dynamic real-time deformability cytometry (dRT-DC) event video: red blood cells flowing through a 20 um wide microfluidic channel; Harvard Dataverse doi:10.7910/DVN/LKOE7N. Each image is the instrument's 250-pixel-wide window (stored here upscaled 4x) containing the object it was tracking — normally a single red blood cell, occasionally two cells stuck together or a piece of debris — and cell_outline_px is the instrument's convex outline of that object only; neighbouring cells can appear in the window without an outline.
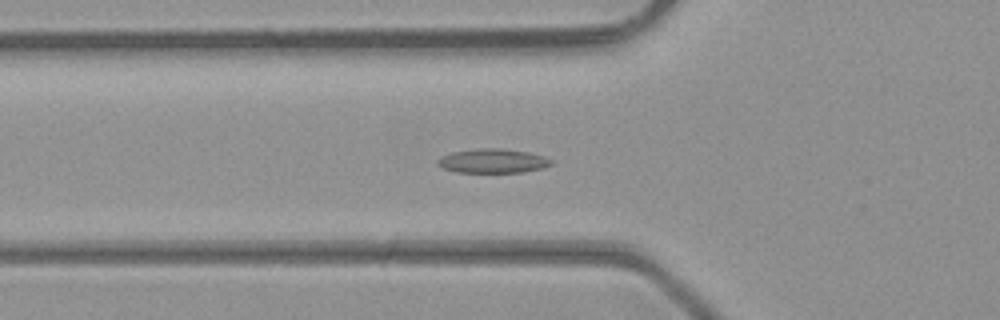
{"species": "common noctule bat (a hibernating species)", "species_latin": "Nyctalus noctula", "temperature_condition": "room temperature", "stored_images_in_passage": 45, "camera_frame_rate_fps": 3000, "um_per_image_px": 0.085, "animal": {"sex": "male", "body_mass_g": 23.1, "forearm_length_mm": 52.7}, "frame": {"image": 1, "passage_image": 13, "time_ms": 4.0, "image_size_px": [1000, 320], "cell_outline_px": [[552, 164], [544, 168], [520, 172], [456, 172], [444, 168], [436, 164], [436, 160], [440, 156], [452, 152], [476, 148], [500, 148], [528, 152], [544, 156], [552, 160]], "centroid_in_image_um": [41.86, 13.67], "position_along_channel_um": 83.9, "area_um2": 16.07}}
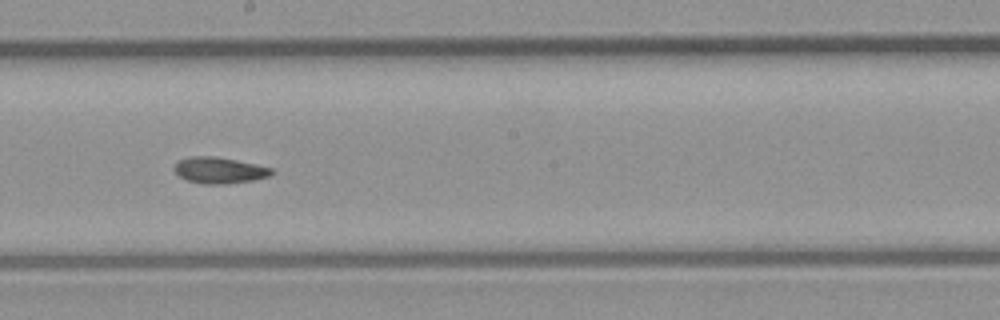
{"frame": {"image": 2, "passage_image": 23, "time_ms": 7.333, "image_size_px": [1000, 320], "cell_outline_px": [[276, 172], [268, 176], [252, 180], [228, 184], [204, 184], [188, 180], [180, 176], [172, 168], [180, 160], [188, 156], [216, 156], [256, 164], [272, 168]], "centroid_in_image_um": [18.66, 14.47], "position_along_channel_um": 229.5, "area_um2": 14.85}}
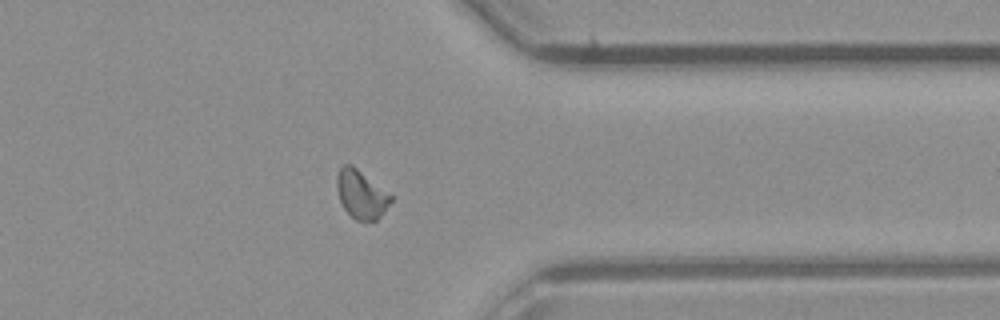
{"frame": {"image": 3, "passage_image": 34, "time_ms": 11.0, "image_size_px": [1000, 320], "cell_outline_px": [[392, 200], [380, 216], [376, 220], [356, 220], [344, 208], [340, 200], [336, 188], [336, 176], [340, 168], [344, 164], [352, 164], [392, 196]], "centroid_in_image_um": [30.67, 16.5], "position_along_channel_um": 380.7, "area_um2": 14.91}, "authors_computed_cell_mechanics": {"area_um2": 15.0858, "velocity_mm_per_s": 4.3323, "shape_relaxation_time_tau1_ms": 8.638, "shape_relaxation_time_tau2_ms": 2.236, "deformation_change_tau1": 0.2095, "deformation_change_tau2": 0.0547}}